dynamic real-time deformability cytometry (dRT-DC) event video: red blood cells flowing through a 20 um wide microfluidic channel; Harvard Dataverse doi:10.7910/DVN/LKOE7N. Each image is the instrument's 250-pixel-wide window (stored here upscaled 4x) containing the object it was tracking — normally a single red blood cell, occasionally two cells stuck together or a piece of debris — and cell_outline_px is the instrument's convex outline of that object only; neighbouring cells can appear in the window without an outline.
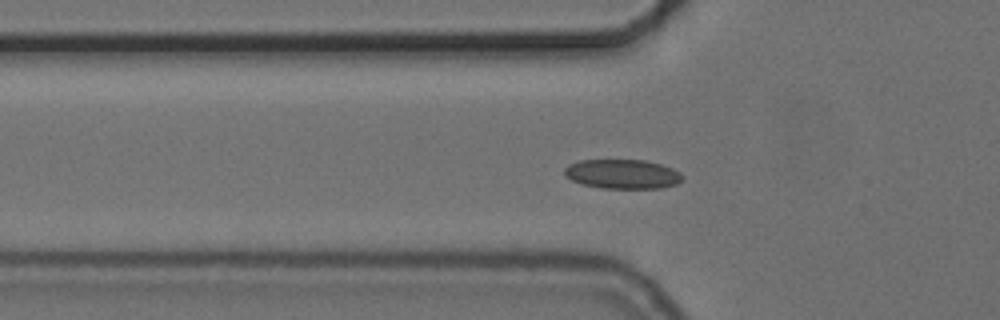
{"species": "common noctule bat (a hibernating species)", "species_latin": "Nyctalus noctula", "temperature_condition": "cold", "stored_images_in_passage": 43, "segment_of_instrument_passage": [1, 2], "camera_frame_rate_fps": 3000, "um_per_image_px": 0.085, "animal": {"sex": "female", "body_mass_g": 24.6, "forearm_length_mm": 56.2}, "frame": {"image": 1, "passage_image": 5, "time_ms": 1.333, "image_size_px": [1000, 320], "cell_outline_px": [[684, 176], [676, 184], [660, 188], [600, 188], [580, 184], [564, 176], [564, 168], [568, 164], [580, 160], [644, 160], [660, 164], [672, 168], [680, 172]], "centroid_in_image_um": [52.87, 14.79], "position_along_channel_um": 72.9, "area_um2": 20.29}}
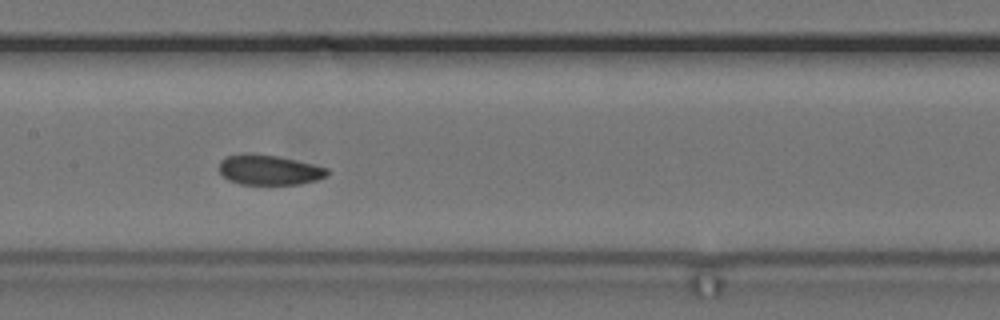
{"frame": {"image": 2, "passage_image": 14, "time_ms": 4.333, "image_size_px": [1000, 320], "cell_outline_px": [[332, 172], [328, 176], [316, 180], [300, 184], [240, 184], [228, 180], [220, 172], [220, 160], [228, 156], [244, 152], [248, 152], [276, 156], [296, 160], [328, 168]], "centroid_in_image_um": [22.9, 14.43], "position_along_channel_um": 184.5, "area_um2": 19.07}}
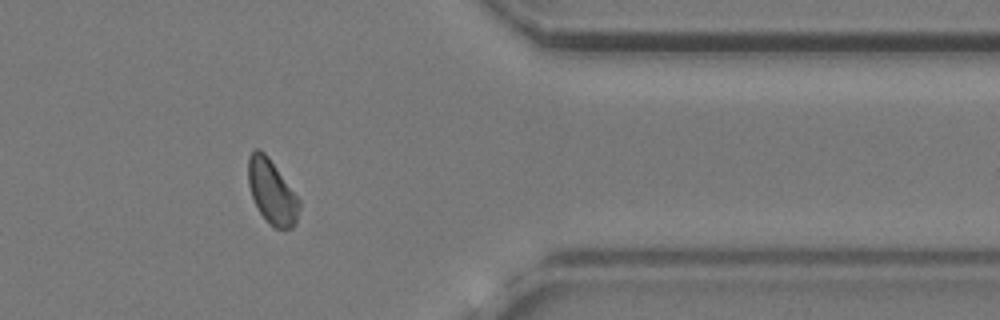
{"frame": {"image": 3, "passage_image": 32, "time_ms": 10.333, "image_size_px": [1000, 320], "cell_outline_px": [[300, 208], [296, 224], [292, 228], [276, 228], [268, 224], [260, 212], [252, 196], [248, 184], [248, 156], [256, 148], [260, 148], [268, 156], [300, 200]], "centroid_in_image_um": [23.11, 16.3], "position_along_channel_um": 388.3, "area_um2": 19.07}}